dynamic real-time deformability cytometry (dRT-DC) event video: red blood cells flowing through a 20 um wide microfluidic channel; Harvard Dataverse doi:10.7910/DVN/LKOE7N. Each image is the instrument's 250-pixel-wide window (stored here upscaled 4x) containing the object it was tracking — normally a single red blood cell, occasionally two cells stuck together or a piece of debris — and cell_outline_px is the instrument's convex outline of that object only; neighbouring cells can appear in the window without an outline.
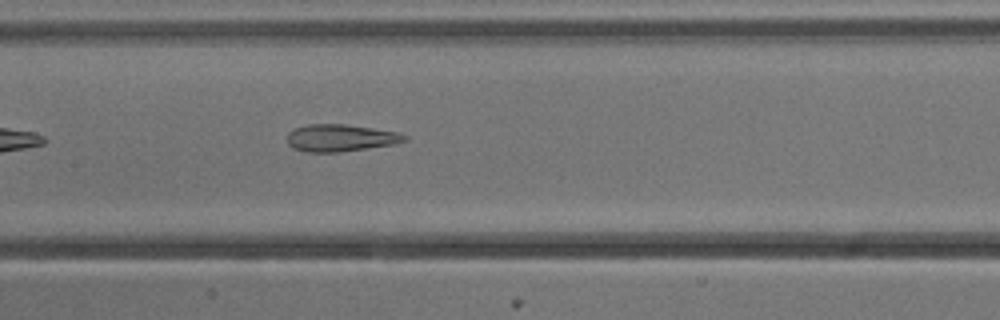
{"species": "common noctule bat (a hibernating species)", "species_latin": "Nyctalus noctula", "temperature_condition": "cold", "stored_images_in_passage": 37, "camera_frame_rate_fps": 3000, "um_per_image_px": 0.085, "animal": {"sex": "male", "body_mass_g": 13.3}, "frame": {"image": 1, "passage_image": 9, "time_ms": 2.667, "image_size_px": [1000, 320], "cell_outline_px": [[408, 140], [396, 144], [340, 152], [308, 152], [292, 148], [288, 144], [288, 132], [296, 128], [308, 124], [344, 124], [372, 128], [396, 132], [408, 136]], "centroid_in_image_um": [28.95, 11.73], "position_along_channel_um": 178.4, "area_um2": 18.55}}
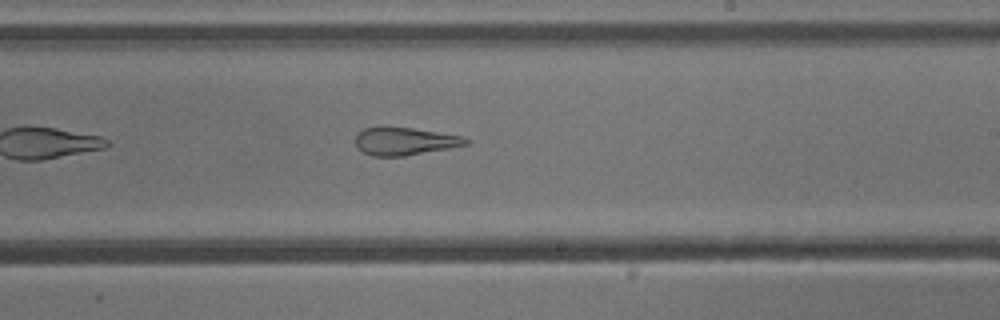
{"frame": {"image": 2, "passage_image": 15, "time_ms": 4.667, "image_size_px": [1000, 320], "cell_outline_px": [[468, 144], [448, 148], [404, 156], [372, 156], [360, 152], [356, 148], [356, 132], [364, 128], [380, 124], [384, 124], [412, 128], [464, 136], [468, 140]], "centroid_in_image_um": [34.29, 11.97], "position_along_channel_um": 254.7, "area_um2": 18.44}}
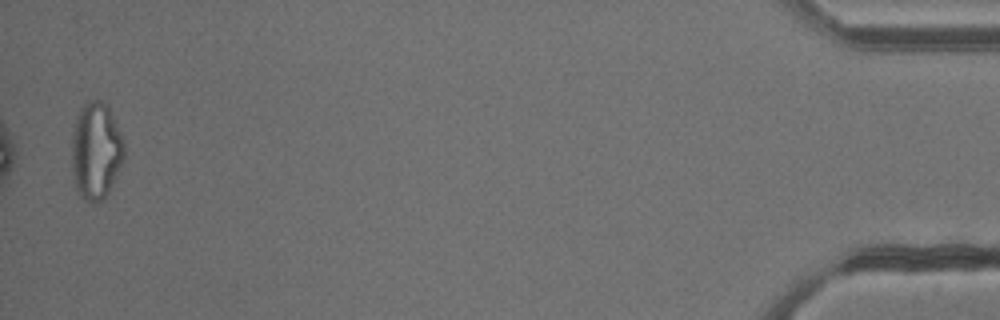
{"frame": {"image": 3, "passage_image": 36, "time_ms": 11.667, "image_size_px": [1000, 320], "cell_outline_px": [[124, 160], [104, 200], [96, 204], [92, 204], [84, 200], [76, 192], [72, 172], [72, 132], [76, 116], [80, 108], [88, 100], [100, 100], [108, 104], [124, 140]], "centroid_in_image_um": [8.15, 12.84], "position_along_channel_um": 427.1, "area_um2": 30.35}}